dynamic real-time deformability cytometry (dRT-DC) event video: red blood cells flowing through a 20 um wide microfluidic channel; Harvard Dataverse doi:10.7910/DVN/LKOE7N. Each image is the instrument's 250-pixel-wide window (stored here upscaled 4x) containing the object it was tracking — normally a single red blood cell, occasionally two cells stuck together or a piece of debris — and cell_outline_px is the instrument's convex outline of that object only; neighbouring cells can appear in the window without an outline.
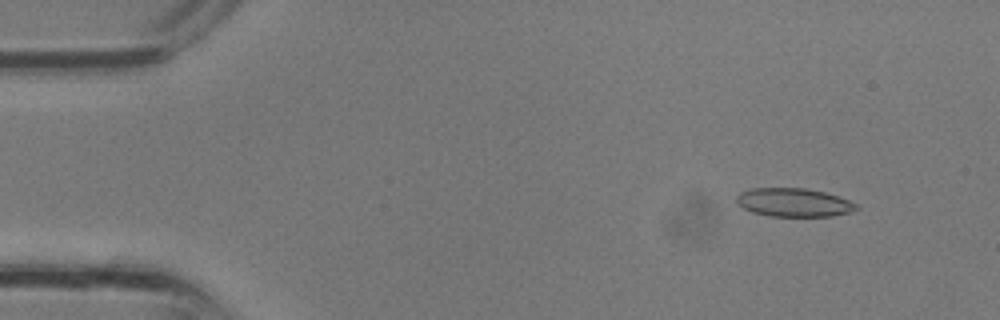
{"species": "common noctule bat (a hibernating species)", "species_latin": "Nyctalus noctula", "temperature_condition": "room temperature", "stored_images_in_passage": 34, "camera_frame_rate_fps": 3000, "um_per_image_px": 0.085, "animal": {"sex": "male", "body_mass_g": 13.3}, "frame": {"image": 1, "passage_image": 3, "time_ms": 0.667, "image_size_px": [1000, 320], "cell_outline_px": [[860, 208], [852, 212], [832, 216], [768, 216], [752, 212], [736, 204], [736, 196], [740, 192], [752, 188], [804, 188], [824, 192], [848, 200], [856, 204]], "centroid_in_image_um": [67.45, 17.21], "position_along_channel_um": 17.6, "area_um2": 19.94}}
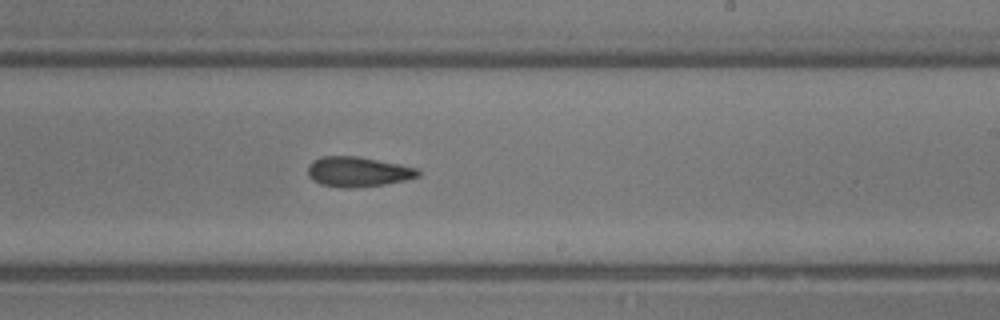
{"frame": {"image": 2, "passage_image": 20, "time_ms": 6.333, "image_size_px": [1000, 320], "cell_outline_px": [[420, 176], [408, 180], [384, 184], [356, 188], [340, 188], [320, 184], [312, 180], [308, 176], [308, 164], [312, 160], [324, 156], [356, 156], [420, 168]], "centroid_in_image_um": [30.43, 14.61], "position_along_channel_um": 258.6, "area_um2": 19.54}}
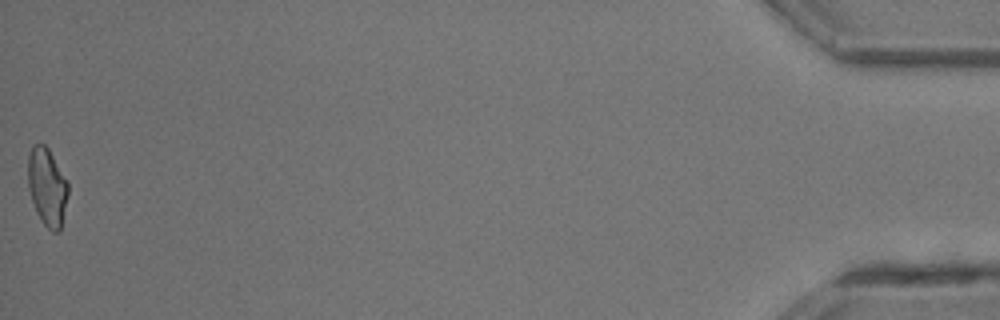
{"frame": {"image": 3, "passage_image": 34, "time_ms": 11.0, "image_size_px": [1000, 320], "cell_outline_px": [[68, 196], [60, 232], [52, 232], [44, 224], [36, 212], [28, 188], [28, 156], [32, 144], [44, 144], [48, 148], [68, 180]], "centroid_in_image_um": [4.02, 15.88], "position_along_channel_um": 431.2, "area_um2": 18.38}}